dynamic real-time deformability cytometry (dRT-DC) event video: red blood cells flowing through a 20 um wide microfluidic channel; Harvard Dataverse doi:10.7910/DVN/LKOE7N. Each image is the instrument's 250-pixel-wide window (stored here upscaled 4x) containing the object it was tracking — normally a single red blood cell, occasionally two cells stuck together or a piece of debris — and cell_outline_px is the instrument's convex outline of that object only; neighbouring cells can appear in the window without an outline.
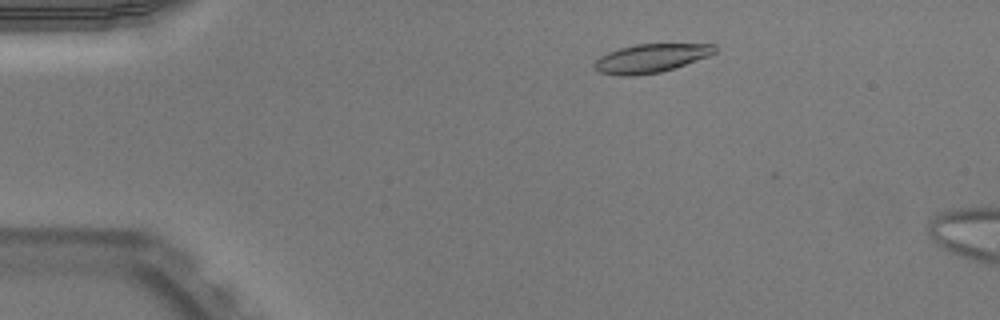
{"species": "Egyptian fruit bat (a non-hibernating species)", "species_latin": "Rousettus aegyptiacus", "temperature_condition": "warm", "stored_images_in_passage": 6, "camera_frame_rate_fps": 3000, "um_per_image_px": 0.085, "animal": {"sex": "male"}, "frame": {"image": 1, "passage_image": 2, "time_ms": 0.333, "image_size_px": [1000, 320], "cell_outline_px": [[716, 52], [708, 56], [660, 72], [632, 76], [620, 76], [600, 72], [592, 68], [592, 64], [600, 56], [608, 52], [620, 48], [636, 44], [716, 44]], "centroid_in_image_um": [55.27, 4.95], "position_along_channel_um": 29.7, "area_um2": 19.94}}